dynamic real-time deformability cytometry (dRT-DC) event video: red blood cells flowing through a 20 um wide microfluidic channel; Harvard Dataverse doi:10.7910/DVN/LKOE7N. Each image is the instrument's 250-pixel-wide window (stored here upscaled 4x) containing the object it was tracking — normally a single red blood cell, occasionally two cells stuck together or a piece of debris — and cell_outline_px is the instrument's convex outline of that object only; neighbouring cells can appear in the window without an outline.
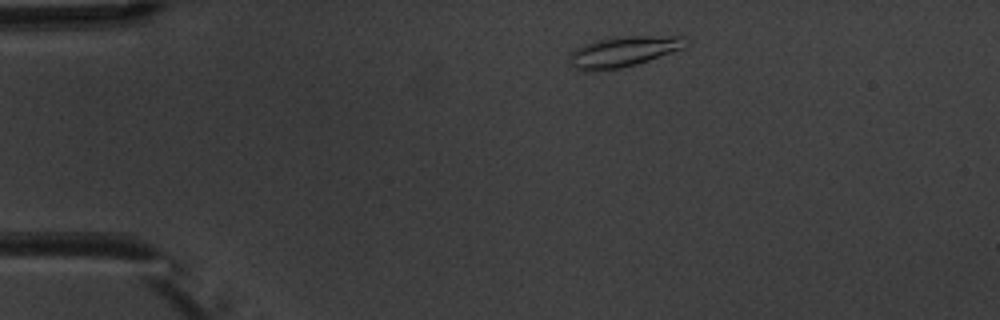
{"species": "common noctule bat (a hibernating species)", "species_latin": "Nyctalus noctula", "temperature_condition": "warm", "stored_images_in_passage": 4, "camera_frame_rate_fps": 3000, "um_per_image_px": 0.085, "animal": {"sex": "male", "body_mass_g": 20.1, "forearm_length_mm": 53.5}, "frame": {"image": 1, "passage_image": 1, "time_ms": 0.0, "image_size_px": [1000, 320], "cell_outline_px": [[688, 44], [684, 48], [636, 64], [620, 68], [588, 72], [584, 72], [576, 68], [572, 64], [572, 52], [576, 48], [584, 44], [596, 40], [616, 36], [684, 36]], "centroid_in_image_um": [53.01, 4.38], "position_along_channel_um": 32.0, "area_um2": 20.52}}
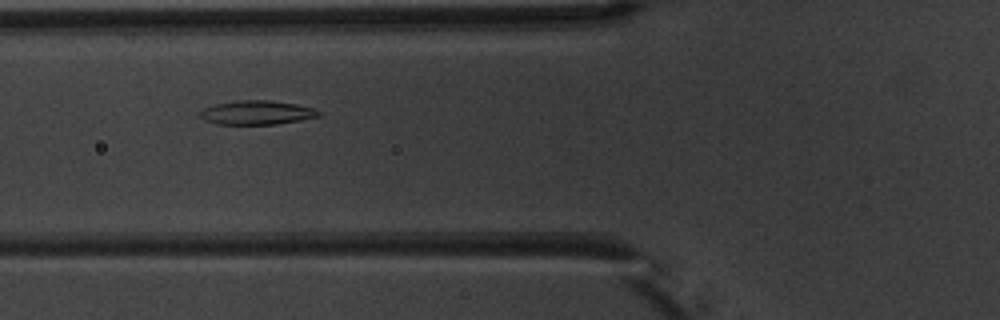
{"frame": {"image": 2, "passage_image": 4, "time_ms": 3.333, "image_size_px": [1000, 320], "cell_outline_px": [[320, 116], [300, 120], [276, 124], [216, 124], [204, 120], [200, 116], [200, 112], [204, 108], [216, 104], [240, 100], [268, 100], [296, 104], [312, 108], [320, 112]], "centroid_in_image_um": [21.81, 9.57], "position_along_channel_um": 104.0, "area_um2": 16.42}}